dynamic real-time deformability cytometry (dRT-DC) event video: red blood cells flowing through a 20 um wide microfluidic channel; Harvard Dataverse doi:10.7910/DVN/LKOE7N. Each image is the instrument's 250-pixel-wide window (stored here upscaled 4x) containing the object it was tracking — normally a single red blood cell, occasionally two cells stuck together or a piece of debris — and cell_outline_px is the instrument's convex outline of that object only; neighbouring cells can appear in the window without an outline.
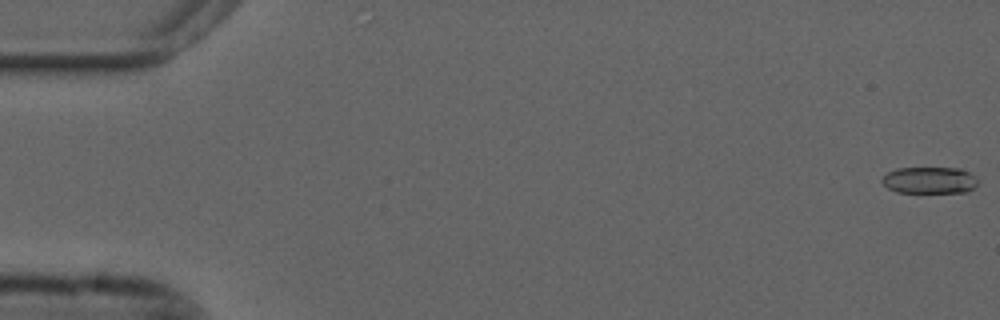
{"species": "common noctule bat (a hibernating species)", "species_latin": "Nyctalus noctula", "temperature_condition": "cold", "stored_images_in_passage": 4, "camera_frame_rate_fps": 3000, "um_per_image_px": 0.085, "animal": {"sex": "male", "forearm_length_mm": 52.5}, "frame": {"image": 1, "passage_image": 1, "time_ms": 0.0, "image_size_px": [1000, 320], "cell_outline_px": [[976, 184], [968, 192], [896, 192], [888, 188], [880, 180], [888, 172], [896, 168], [960, 168], [976, 176]], "centroid_in_image_um": [78.99, 15.31], "position_along_channel_um": 6.0, "area_um2": 14.8}}